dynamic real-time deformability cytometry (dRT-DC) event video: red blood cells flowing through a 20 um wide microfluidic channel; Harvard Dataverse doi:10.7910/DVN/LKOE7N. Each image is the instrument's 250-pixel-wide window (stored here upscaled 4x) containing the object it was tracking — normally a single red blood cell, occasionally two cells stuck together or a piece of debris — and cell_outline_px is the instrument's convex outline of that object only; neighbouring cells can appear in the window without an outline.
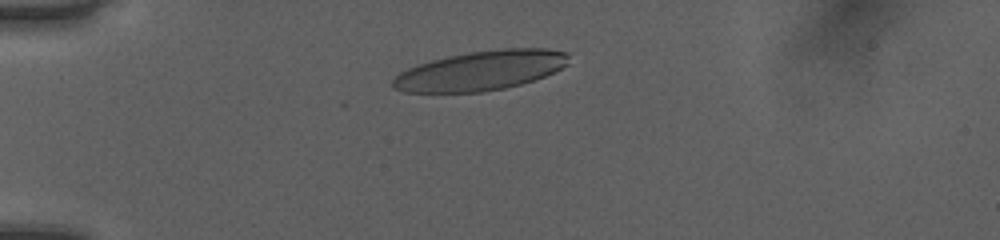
{"species": "human", "species_latin": "Homo sapiens", "temperature_condition": "room temperature", "stored_images_in_passage": 32, "camera_frame_rate_fps": 3000, "um_per_image_px": 0.085, "donor": {"sex": "female"}, "frame": {"image": 1, "passage_image": 1, "time_ms": 0.0, "image_size_px": [1000, 240], "cell_outline_px": [[568, 64], [544, 76], [520, 84], [504, 88], [484, 92], [404, 92], [392, 88], [392, 80], [400, 72], [408, 68], [432, 60], [448, 56], [468, 52], [504, 48], [544, 48], [564, 52], [568, 56]], "centroid_in_image_um": [40.83, 6.0], "position_along_channel_um": 44.2, "area_um2": 40.23}}
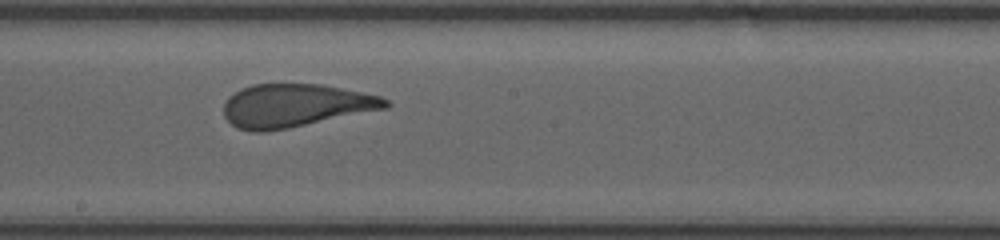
{"frame": {"image": 2, "passage_image": 17, "time_ms": 5.333, "image_size_px": [1000, 240], "cell_outline_px": [[392, 104], [388, 108], [288, 128], [264, 132], [252, 132], [236, 128], [224, 116], [224, 104], [228, 96], [252, 84], [320, 84], [380, 96], [388, 100]], "centroid_in_image_um": [25.09, 8.98], "position_along_channel_um": 223.1, "area_um2": 40.52}}
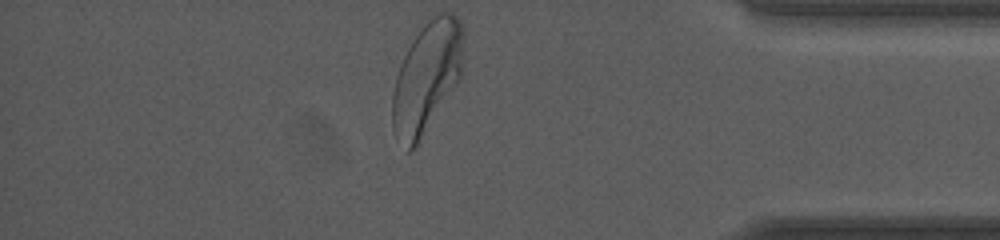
{"frame": {"image": 3, "passage_image": 32, "time_ms": 10.333, "image_size_px": [1000, 240], "cell_outline_px": [[460, 80], [416, 148], [408, 152], [396, 136], [392, 128], [392, 92], [396, 76], [400, 64], [408, 48], [432, 12], [448, 12], [456, 16], [460, 20]], "centroid_in_image_um": [36.22, 6.63], "position_along_channel_um": 399.0, "area_um2": 45.6}, "authors_computed_cell_mechanics": {"area_um2": 41.6738, "velocity_mm_per_s": 4.0239, "shape_relaxation_time_tau1_ms": 5.9108, "shape_relaxation_time_tau2_ms": null, "deformation_change_tau1": 0.2407, "deformation_change_tau2": null}}